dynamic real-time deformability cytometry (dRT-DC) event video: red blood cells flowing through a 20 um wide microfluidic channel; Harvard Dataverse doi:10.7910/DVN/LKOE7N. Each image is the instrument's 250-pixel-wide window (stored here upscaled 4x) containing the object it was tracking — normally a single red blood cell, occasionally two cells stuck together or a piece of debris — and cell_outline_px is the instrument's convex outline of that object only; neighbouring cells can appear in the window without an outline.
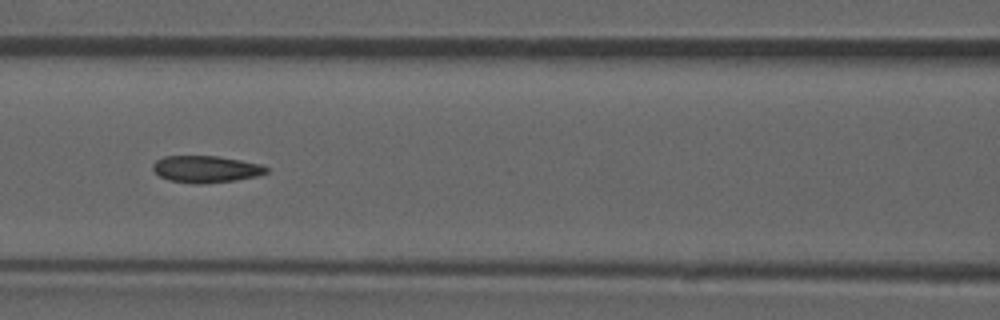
{"species": "common noctule bat (a hibernating species)", "species_latin": "Nyctalus noctula", "temperature_condition": "room temperature", "stored_images_in_passage": 51, "camera_frame_rate_fps": 3000, "um_per_image_px": 0.085, "animal": {"sex": "male", "forearm_length_mm": 52.5}, "frame": {"image": 1, "passage_image": 22, "time_ms": 7.0, "image_size_px": [1000, 320], "cell_outline_px": [[268, 172], [256, 176], [236, 180], [200, 184], [196, 184], [168, 180], [160, 176], [152, 168], [152, 164], [156, 160], [164, 156], [216, 156], [240, 160], [260, 164], [268, 168]], "centroid_in_image_um": [17.48, 14.37], "position_along_channel_um": 149.1, "area_um2": 17.69}, "authors_computed_cell_mechanics": {"area_um2": 17.918, "velocity_mm_per_s": 3.9228, "shape_relaxation_time_tau1_ms": null, "shape_relaxation_time_tau2_ms": 1.3111, "deformation_change_tau1": null, "deformation_change_tau2": 0.0678}}